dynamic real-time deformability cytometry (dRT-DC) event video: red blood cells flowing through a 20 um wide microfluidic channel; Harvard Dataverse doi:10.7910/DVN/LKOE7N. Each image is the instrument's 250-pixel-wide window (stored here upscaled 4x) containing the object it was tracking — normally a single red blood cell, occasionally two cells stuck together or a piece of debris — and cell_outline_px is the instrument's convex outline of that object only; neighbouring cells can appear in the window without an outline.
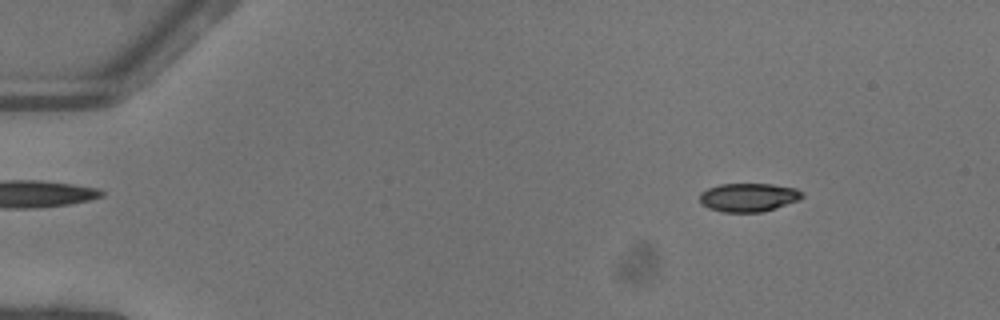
{"species": "common noctule bat (a hibernating species)", "species_latin": "Nyctalus noctula", "temperature_condition": "warm", "stored_images_in_passage": 49, "camera_frame_rate_fps": 3000, "um_per_image_px": 0.085, "animal": {"sex": "female"}, "frame": {"image": 1, "passage_image": 5, "time_ms": 1.333, "image_size_px": [1000, 320], "cell_outline_px": [[804, 196], [800, 200], [764, 212], [720, 212], [708, 208], [700, 204], [700, 192], [708, 188], [720, 184], [772, 184], [796, 188], [804, 192]], "centroid_in_image_um": [63.63, 16.78], "position_along_channel_um": 21.4, "area_um2": 17.34}}
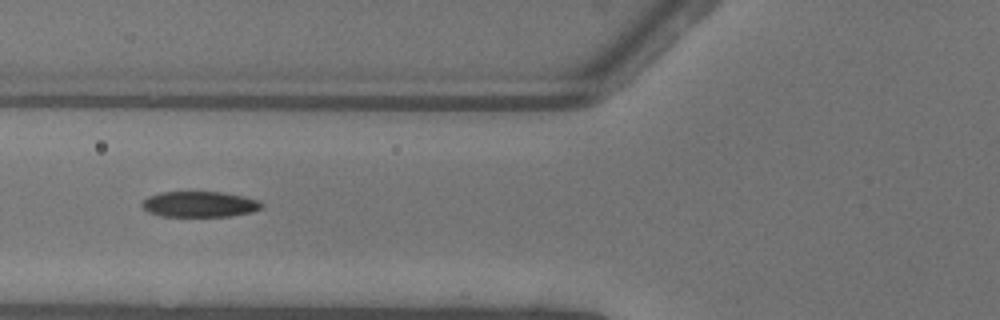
{"frame": {"image": 2, "passage_image": 19, "time_ms": 6.0, "image_size_px": [1000, 320], "cell_outline_px": [[264, 204], [260, 208], [252, 212], [232, 216], [160, 216], [148, 212], [140, 204], [148, 196], [160, 192], [224, 192], [244, 196], [260, 200]], "centroid_in_image_um": [16.98, 17.35], "position_along_channel_um": 108.8, "area_um2": 18.03}}
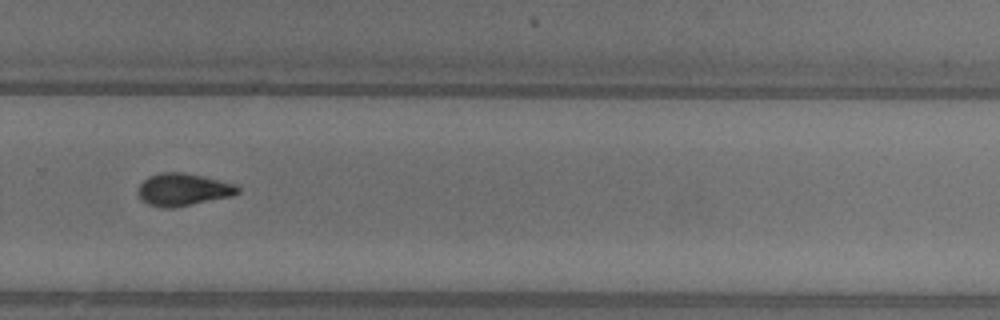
{"frame": {"image": 3, "passage_image": 34, "time_ms": 11.0, "image_size_px": [1000, 320], "cell_outline_px": [[240, 192], [232, 196], [172, 208], [160, 208], [148, 204], [140, 200], [136, 192], [140, 184], [148, 176], [160, 172], [184, 172], [236, 184], [240, 188]], "centroid_in_image_um": [15.53, 16.12], "position_along_channel_um": 314.3, "area_um2": 19.02}, "authors_computed_cell_mechanics": {"area_um2": 18.1492, "velocity_mm_per_s": 4.1112, "shape_relaxation_time_tau1_ms": 4.4736, "shape_relaxation_time_tau2_ms": 4.776, "deformation_change_tau1": 0.1508, "deformation_change_tau2": 0.1151}}